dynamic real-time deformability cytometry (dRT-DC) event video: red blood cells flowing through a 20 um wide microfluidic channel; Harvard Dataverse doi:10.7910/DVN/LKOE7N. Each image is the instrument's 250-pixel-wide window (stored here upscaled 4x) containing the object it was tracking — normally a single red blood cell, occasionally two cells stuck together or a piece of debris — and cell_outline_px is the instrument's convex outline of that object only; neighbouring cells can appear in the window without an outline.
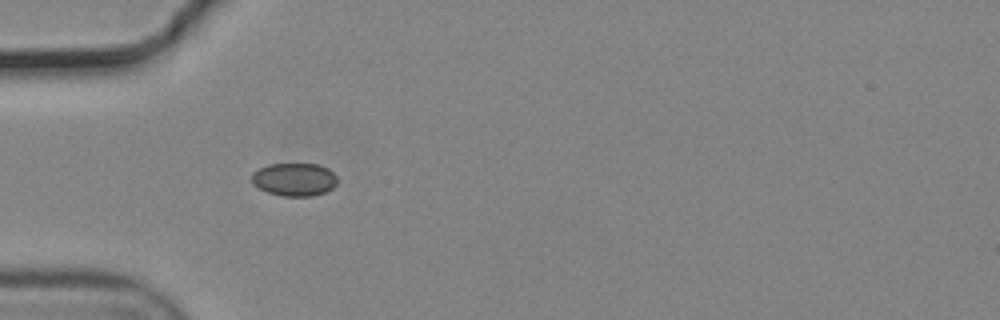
{"species": "common noctule bat (a hibernating species)", "species_latin": "Nyctalus noctula", "temperature_condition": "cold", "stored_images_in_passage": 37, "camera_frame_rate_fps": 3000, "um_per_image_px": 0.085, "animal": {"sex": "male", "body_mass_g": 19.2, "forearm_length_mm": 51.8}, "frame": {"image": 1, "passage_image": 1, "time_ms": 0.0, "image_size_px": [1000, 320], "cell_outline_px": [[336, 184], [332, 188], [324, 192], [312, 196], [280, 196], [268, 192], [252, 184], [252, 172], [268, 164], [320, 164], [328, 168], [336, 176]], "centroid_in_image_um": [25.01, 15.25], "position_along_channel_um": 60.0, "area_um2": 16.47}}
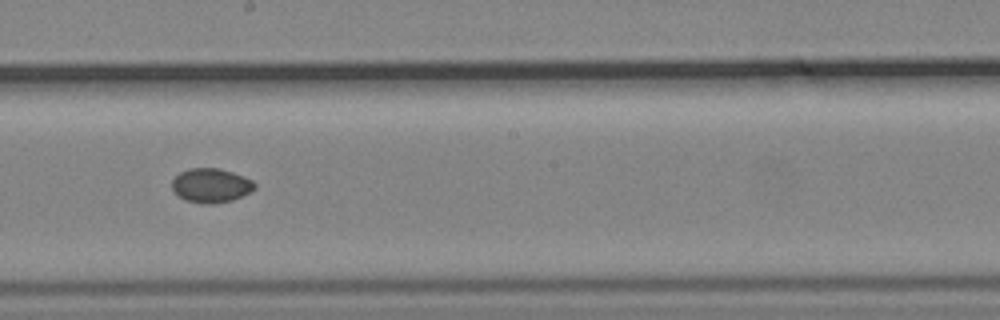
{"frame": {"image": 2, "passage_image": 15, "time_ms": 4.667, "image_size_px": [1000, 320], "cell_outline_px": [[256, 188], [232, 200], [212, 204], [204, 204], [184, 200], [172, 188], [172, 180], [180, 172], [192, 168], [216, 168], [232, 172], [244, 176], [252, 180], [256, 184]], "centroid_in_image_um": [17.93, 15.76], "position_along_channel_um": 230.3, "area_um2": 16.3}}
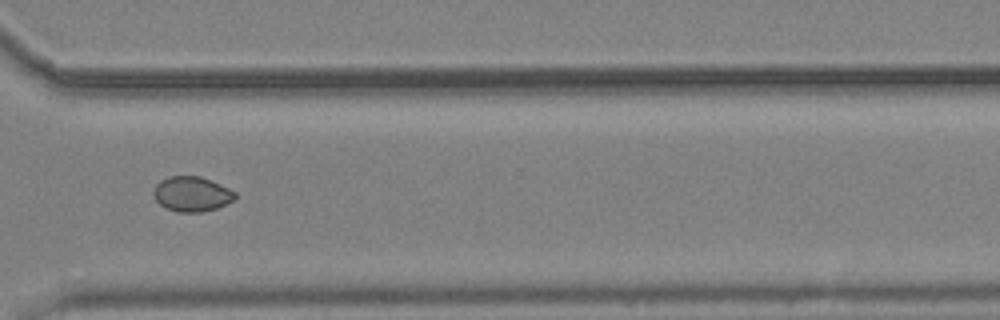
{"frame": {"image": 3, "passage_image": 25, "time_ms": 8.0, "image_size_px": [1000, 320], "cell_outline_px": [[236, 196], [232, 200], [216, 208], [200, 212], [180, 212], [168, 208], [160, 204], [156, 200], [156, 184], [160, 180], [168, 176], [200, 176], [220, 184], [236, 192]], "centroid_in_image_um": [16.32, 16.47], "position_along_channel_um": 354.3, "area_um2": 16.18}}